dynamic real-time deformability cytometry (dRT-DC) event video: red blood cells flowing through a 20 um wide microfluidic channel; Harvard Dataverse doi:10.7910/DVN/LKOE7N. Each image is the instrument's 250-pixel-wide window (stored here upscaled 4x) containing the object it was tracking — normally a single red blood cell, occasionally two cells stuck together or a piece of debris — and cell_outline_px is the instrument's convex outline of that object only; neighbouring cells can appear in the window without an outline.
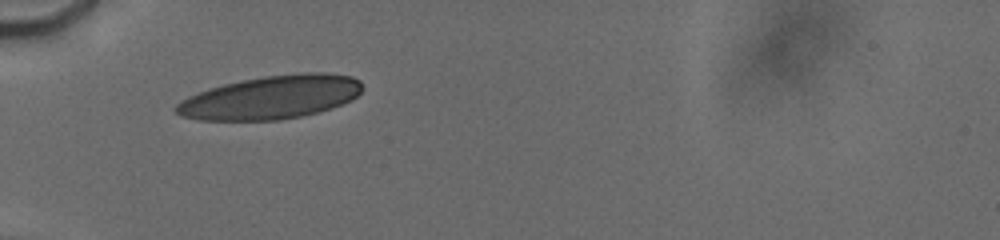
{"species": "human", "species_latin": "Homo sapiens", "temperature_condition": "cold", "stored_images_in_passage": 27, "camera_frame_rate_fps": 3000, "um_per_image_px": 0.085, "donor": {"sex": "male"}, "frame": {"image": 1, "passage_image": 9, "time_ms": 3.0, "image_size_px": [1000, 240], "cell_outline_px": [[360, 92], [352, 100], [332, 108], [300, 116], [280, 120], [200, 120], [180, 116], [172, 108], [180, 100], [188, 96], [224, 84], [264, 76], [300, 72], [328, 72], [352, 76], [360, 80]], "centroid_in_image_um": [23.03, 8.27], "position_along_channel_um": 62.0, "area_um2": 47.05}}
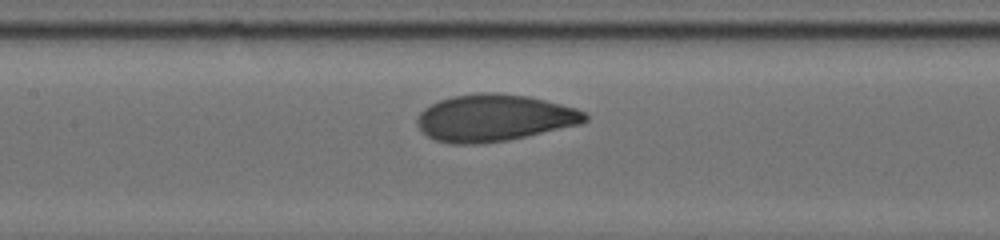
{"frame": {"image": 2, "passage_image": 17, "time_ms": 6.0, "image_size_px": [1000, 240], "cell_outline_px": [[588, 120], [580, 124], [508, 140], [476, 144], [452, 144], [436, 140], [428, 136], [416, 124], [416, 120], [420, 112], [424, 108], [440, 100], [452, 96], [480, 92], [496, 92], [532, 96], [576, 108], [584, 112], [588, 116]], "centroid_in_image_um": [42.01, 10.01], "position_along_channel_um": 165.4, "area_um2": 45.95}}
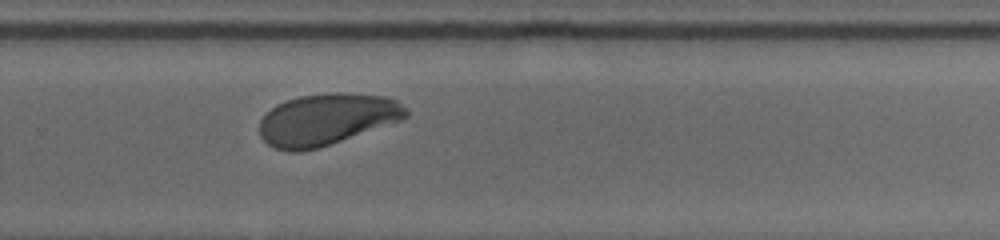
{"frame": {"image": 3, "passage_image": 27, "time_ms": 9.667, "image_size_px": [1000, 240], "cell_outline_px": [[408, 116], [400, 120], [320, 148], [300, 152], [288, 152], [276, 148], [268, 144], [260, 136], [260, 120], [276, 104], [300, 96], [332, 92], [348, 92], [388, 96], [396, 100], [408, 108]], "centroid_in_image_um": [27.79, 10.14], "position_along_channel_um": 302.0, "area_um2": 44.16}}